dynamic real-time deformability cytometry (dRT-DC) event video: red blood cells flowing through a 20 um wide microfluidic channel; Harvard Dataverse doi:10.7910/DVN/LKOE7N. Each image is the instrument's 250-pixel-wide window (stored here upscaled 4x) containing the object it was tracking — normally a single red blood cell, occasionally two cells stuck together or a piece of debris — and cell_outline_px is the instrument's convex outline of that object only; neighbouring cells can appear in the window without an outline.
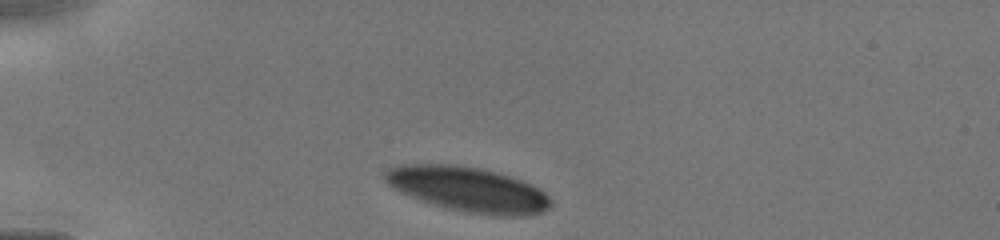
{"species": "human", "species_latin": "Homo sapiens", "temperature_condition": "cold", "stored_images_in_passage": 2, "camera_frame_rate_fps": 3000, "um_per_image_px": 0.085, "donor": {"sex": "male"}, "frame": {"image": 1, "passage_image": 1, "time_ms": 0.0, "image_size_px": [1000, 240], "cell_outline_px": [[552, 204], [544, 212], [524, 216], [500, 216], [468, 212], [444, 208], [420, 200], [400, 192], [388, 184], [380, 176], [388, 168], [400, 164], [456, 164], [476, 168], [508, 176], [532, 184], [544, 192], [552, 200]], "centroid_in_image_um": [39.75, 16.1], "position_along_channel_um": 45.2, "area_um2": 43.41}}